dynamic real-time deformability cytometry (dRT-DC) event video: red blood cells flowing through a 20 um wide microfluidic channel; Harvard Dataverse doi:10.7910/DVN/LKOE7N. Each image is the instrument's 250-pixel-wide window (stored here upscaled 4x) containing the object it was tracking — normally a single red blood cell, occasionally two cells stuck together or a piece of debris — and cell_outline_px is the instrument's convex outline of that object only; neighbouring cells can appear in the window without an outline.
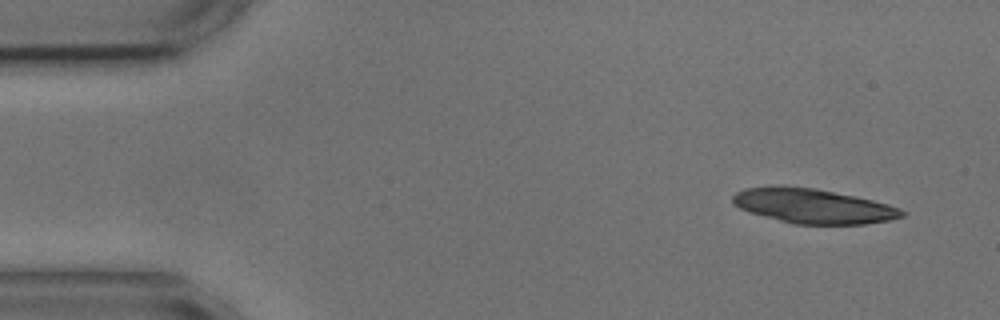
{"species": "common noctule bat (a hibernating species)", "species_latin": "Nyctalus noctula", "temperature_condition": "cold", "stored_images_in_passage": 5, "camera_frame_rate_fps": 3000, "um_per_image_px": 0.085, "animal": {"sex": "male", "body_mass_g": 17.9, "forearm_length_mm": 54.2}, "frame": {"image": 1, "passage_image": 1, "time_ms": 0.0, "image_size_px": [1000, 320], "cell_outline_px": [[908, 212], [904, 216], [888, 220], [864, 224], [796, 224], [748, 212], [732, 204], [732, 196], [736, 192], [744, 188], [816, 188], [856, 196], [888, 204], [900, 208]], "centroid_in_image_um": [69.17, 17.54], "position_along_channel_um": 15.8, "area_um2": 33.47}}